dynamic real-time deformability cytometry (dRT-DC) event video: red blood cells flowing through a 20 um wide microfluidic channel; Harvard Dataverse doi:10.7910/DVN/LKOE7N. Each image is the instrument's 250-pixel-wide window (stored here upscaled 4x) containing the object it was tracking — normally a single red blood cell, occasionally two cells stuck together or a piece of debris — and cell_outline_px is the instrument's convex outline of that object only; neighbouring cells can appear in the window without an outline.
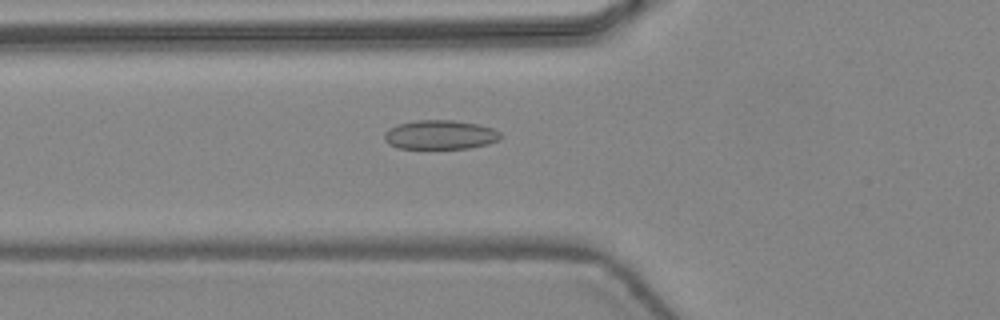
{"species": "common noctule bat (a hibernating species)", "species_latin": "Nyctalus noctula", "temperature_condition": "warm", "stored_images_in_passage": 35, "camera_frame_rate_fps": 3000, "um_per_image_px": 0.085, "animal": {"sex": "female", "body_mass_g": 24.6, "forearm_length_mm": 56.2}, "frame": {"image": 1, "passage_image": 6, "time_ms": 1.667, "image_size_px": [1000, 320], "cell_outline_px": [[500, 140], [488, 144], [468, 148], [396, 148], [388, 144], [384, 140], [384, 132], [396, 124], [416, 120], [452, 120], [476, 124], [492, 128], [500, 132]], "centroid_in_image_um": [37.38, 11.45], "position_along_channel_um": 88.4, "area_um2": 19.77}}
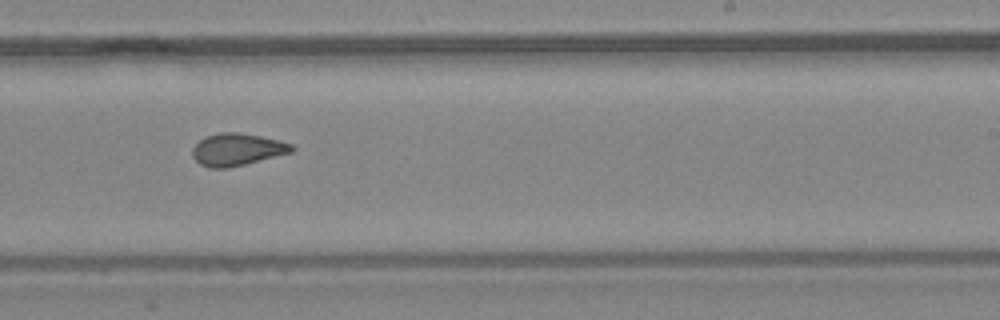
{"frame": {"image": 2, "passage_image": 18, "time_ms": 5.667, "image_size_px": [1000, 320], "cell_outline_px": [[296, 148], [292, 152], [228, 168], [208, 168], [200, 164], [192, 156], [192, 148], [204, 136], [220, 132], [240, 132], [260, 136], [292, 144]], "centroid_in_image_um": [20.12, 12.7], "position_along_channel_um": 268.9, "area_um2": 18.61}}
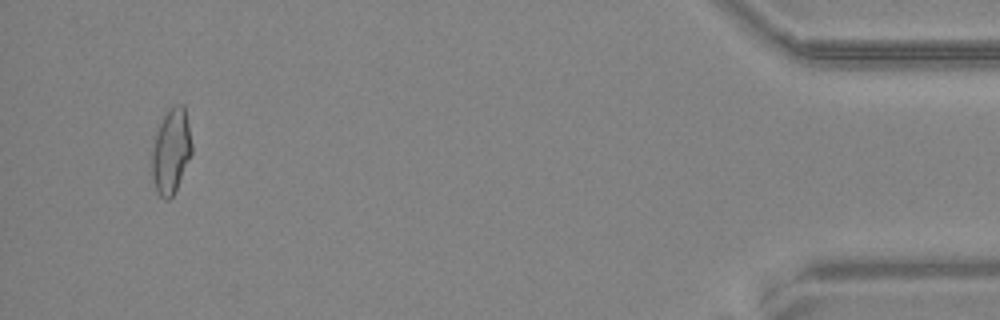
{"frame": {"image": 3, "passage_image": 33, "time_ms": 10.667, "image_size_px": [1000, 320], "cell_outline_px": [[192, 152], [176, 188], [172, 196], [168, 200], [164, 200], [156, 192], [152, 180], [152, 144], [160, 124], [168, 108], [176, 104], [184, 104], [192, 144]], "centroid_in_image_um": [14.52, 12.84], "position_along_channel_um": 420.7, "area_um2": 19.65}, "authors_computed_cell_mechanics": {"area_um2": 18.7272, "velocity_mm_per_s": 4.4937, "shape_relaxation_time_tau1_ms": null, "shape_relaxation_time_tau2_ms": 1.311, "deformation_change_tau1": null, "deformation_change_tau2": 0.0547}}